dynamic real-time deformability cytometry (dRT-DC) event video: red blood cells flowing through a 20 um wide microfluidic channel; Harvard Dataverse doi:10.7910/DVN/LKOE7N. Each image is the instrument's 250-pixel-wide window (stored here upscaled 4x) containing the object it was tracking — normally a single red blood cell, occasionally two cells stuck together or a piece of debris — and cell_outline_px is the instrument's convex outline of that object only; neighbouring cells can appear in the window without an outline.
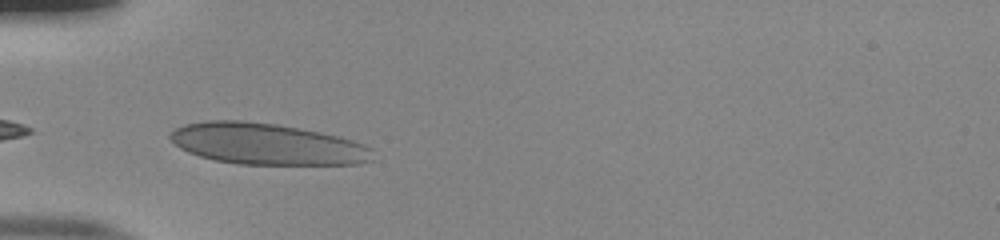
{"species": "human", "species_latin": "Homo sapiens", "temperature_condition": "room temperature", "stored_images_in_passage": 20, "camera_frame_rate_fps": 3000, "um_per_image_px": 0.085, "donor": {"sex": "male"}, "frame": {"image": 1, "passage_image": 1, "time_ms": 0.0, "image_size_px": [1000, 240], "cell_outline_px": [[376, 160], [360, 164], [236, 164], [216, 160], [200, 156], [188, 152], [180, 148], [168, 136], [168, 132], [184, 124], [208, 120], [244, 120], [276, 124], [320, 132], [340, 136], [364, 144], [372, 148]], "centroid_in_image_um": [22.71, 12.24], "position_along_channel_um": 62.3, "area_um2": 49.07}}